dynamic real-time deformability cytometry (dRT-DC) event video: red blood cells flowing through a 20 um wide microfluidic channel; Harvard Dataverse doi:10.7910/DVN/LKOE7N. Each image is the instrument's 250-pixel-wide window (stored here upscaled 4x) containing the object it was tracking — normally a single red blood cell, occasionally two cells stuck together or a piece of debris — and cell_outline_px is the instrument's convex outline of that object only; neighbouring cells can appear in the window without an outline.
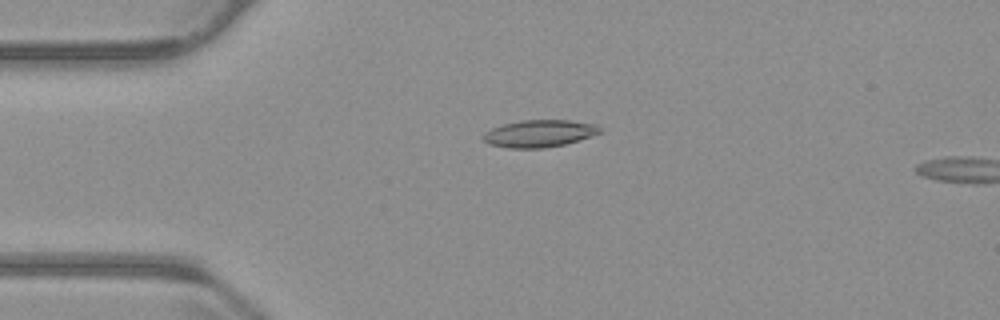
{"species": "common noctule bat (a hibernating species)", "species_latin": "Nyctalus noctula", "temperature_condition": "warm", "stored_images_in_passage": 15, "camera_frame_rate_fps": 3000, "um_per_image_px": 0.085, "animal": {"sex": "male", "body_mass_g": 23.1, "forearm_length_mm": 52.7}, "frame": {"image": 1, "passage_image": 13, "time_ms": 4.0, "image_size_px": [1000, 320], "cell_outline_px": [[600, 132], [580, 140], [564, 144], [544, 148], [508, 148], [488, 144], [480, 136], [484, 132], [492, 128], [504, 124], [520, 120], [568, 120], [596, 124], [600, 128]], "centroid_in_image_um": [45.79, 11.35], "position_along_channel_um": 39.2, "area_um2": 18.5}}